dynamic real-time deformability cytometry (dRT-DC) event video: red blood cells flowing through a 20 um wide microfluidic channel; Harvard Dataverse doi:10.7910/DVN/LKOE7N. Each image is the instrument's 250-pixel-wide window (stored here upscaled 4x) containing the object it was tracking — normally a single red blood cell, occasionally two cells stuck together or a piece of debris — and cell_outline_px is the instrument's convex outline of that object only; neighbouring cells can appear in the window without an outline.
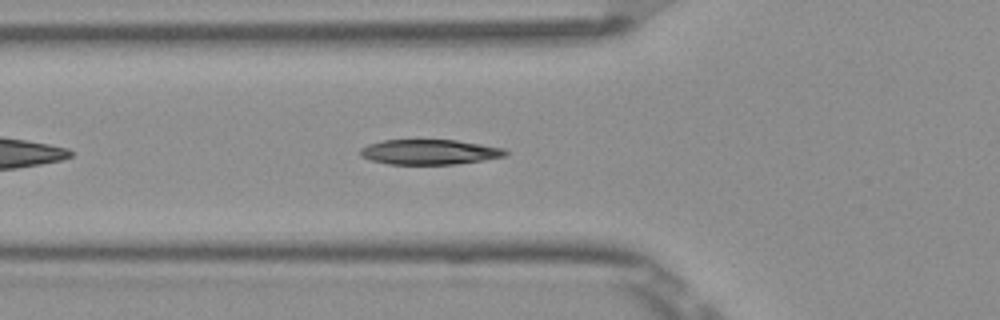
{"species": "Egyptian fruit bat (a non-hibernating species)", "species_latin": "Rousettus aegyptiacus", "temperature_condition": "room temperature", "stored_images_in_passage": 41, "camera_frame_rate_fps": 3000, "um_per_image_px": 0.085, "frame": {"image": 1, "passage_image": 6, "time_ms": 1.667, "image_size_px": [1000, 320], "cell_outline_px": [[508, 152], [504, 156], [456, 164], [388, 164], [372, 160], [360, 156], [360, 148], [368, 144], [384, 140], [456, 140], [504, 148]], "centroid_in_image_um": [36.47, 12.91], "position_along_channel_um": 89.3, "area_um2": 20.98}}
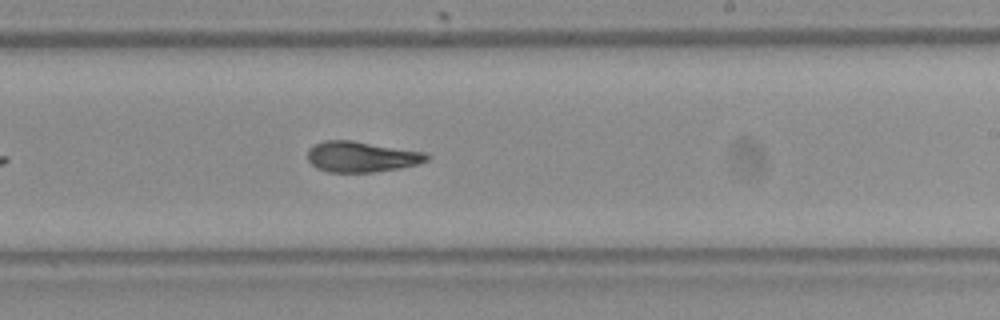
{"frame": {"image": 2, "passage_image": 19, "time_ms": 6.0, "image_size_px": [1000, 320], "cell_outline_px": [[432, 156], [428, 160], [416, 164], [400, 168], [372, 172], [328, 172], [316, 168], [308, 160], [308, 148], [324, 140], [352, 140], [424, 152]], "centroid_in_image_um": [30.72, 13.32], "position_along_channel_um": 258.3, "area_um2": 21.27}}
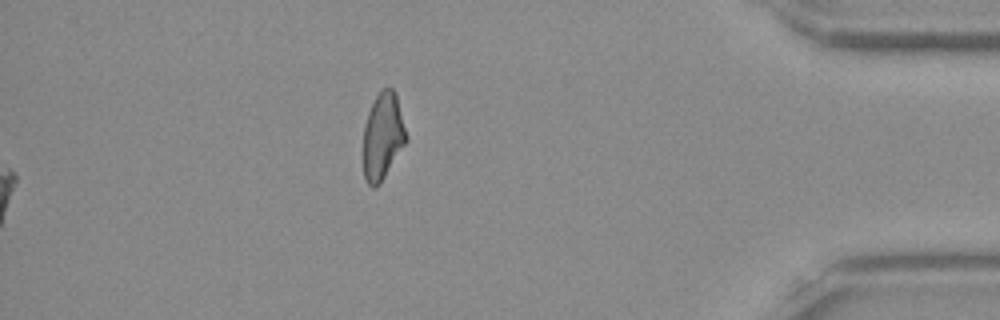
{"frame": {"image": 3, "passage_image": 41, "time_ms": 13.333, "image_size_px": [1000, 320], "cell_outline_px": [[408, 140], [380, 184], [376, 188], [372, 188], [368, 184], [364, 176], [364, 124], [368, 112], [376, 96], [384, 88], [392, 88], [396, 92], [408, 136]], "centroid_in_image_um": [32.56, 11.59], "position_along_channel_um": 402.6, "area_um2": 21.85}, "authors_computed_cell_mechanics": {"area_um2": 21.386, "velocity_mm_per_s": 3.8832, "shape_relaxation_time_tau1_ms": 8.2188, "shape_relaxation_time_tau2_ms": 3.7001, "deformation_change_tau1": 0.2464, "deformation_change_tau2": 0.0982}}